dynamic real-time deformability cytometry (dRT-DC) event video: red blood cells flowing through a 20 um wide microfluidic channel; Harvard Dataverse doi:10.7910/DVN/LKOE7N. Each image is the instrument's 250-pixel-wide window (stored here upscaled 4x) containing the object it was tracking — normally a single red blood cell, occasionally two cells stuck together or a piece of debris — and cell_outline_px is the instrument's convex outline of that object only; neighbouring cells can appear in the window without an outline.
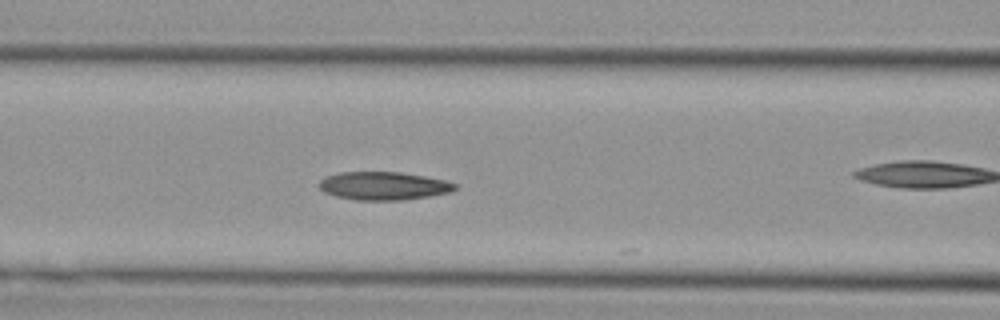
{"species": "Egyptian fruit bat (a non-hibernating species)", "species_latin": "Rousettus aegyptiacus", "temperature_condition": "cold", "stored_images_in_passage": 14, "camera_frame_rate_fps": 3000, "um_per_image_px": 0.085, "animal": {"sex": "female"}, "frame": {"image": 1, "passage_image": 10, "time_ms": 3.0, "image_size_px": [1000, 320], "cell_outline_px": [[456, 188], [452, 192], [404, 200], [356, 200], [336, 196], [324, 192], [320, 188], [320, 180], [324, 176], [340, 172], [400, 172], [424, 176], [444, 180], [456, 184]], "centroid_in_image_um": [32.59, 15.8], "position_along_channel_um": 134.0, "area_um2": 22.25}}